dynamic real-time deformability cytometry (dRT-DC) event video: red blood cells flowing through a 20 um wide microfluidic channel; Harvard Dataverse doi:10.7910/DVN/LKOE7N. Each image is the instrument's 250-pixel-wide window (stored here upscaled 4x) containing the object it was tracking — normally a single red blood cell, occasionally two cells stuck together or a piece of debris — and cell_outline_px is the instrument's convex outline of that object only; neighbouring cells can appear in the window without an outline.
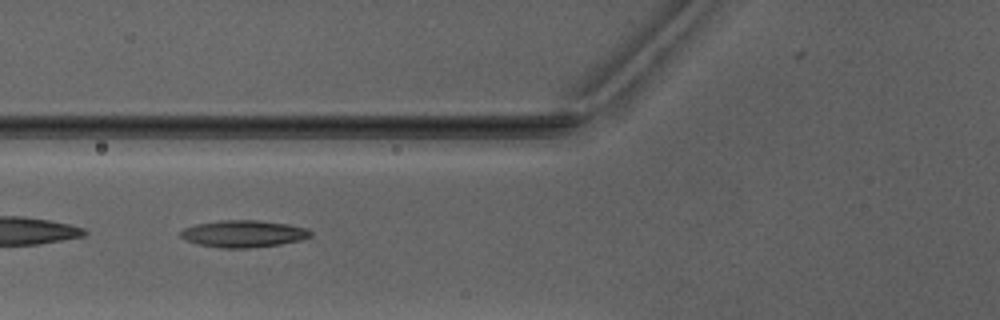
{"species": "Egyptian fruit bat (a non-hibernating species)", "species_latin": "Rousettus aegyptiacus", "temperature_condition": "warm", "stored_images_in_passage": 5, "camera_frame_rate_fps": 3000, "um_per_image_px": 0.085, "animal": {"sex": "male"}, "frame": {"image": 1, "passage_image": 4, "time_ms": 3.667, "image_size_px": [1000, 320], "cell_outline_px": [[312, 236], [300, 240], [280, 244], [248, 248], [220, 248], [200, 244], [184, 240], [180, 236], [180, 232], [184, 228], [196, 224], [220, 220], [260, 220], [288, 224], [304, 228], [312, 232]], "centroid_in_image_um": [20.68, 19.86], "position_along_channel_um": 105.1, "area_um2": 20.4}}
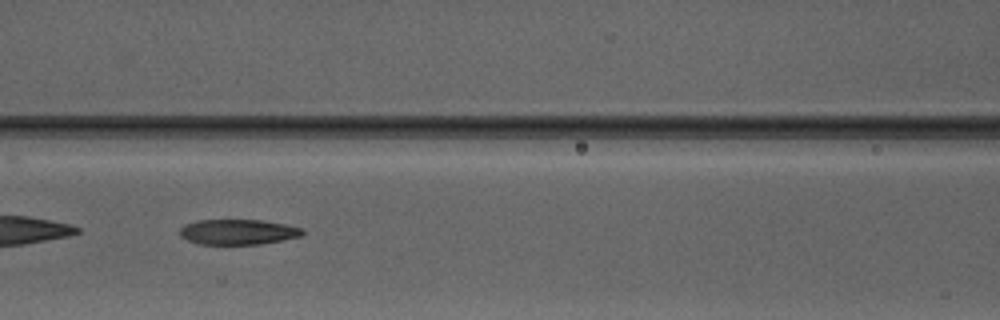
{"frame": {"image": 2, "passage_image": 5, "time_ms": 4.667, "image_size_px": [1000, 320], "cell_outline_px": [[304, 232], [300, 236], [284, 240], [260, 244], [200, 244], [188, 240], [180, 236], [180, 228], [184, 224], [196, 220], [260, 220], [284, 224], [304, 228]], "centroid_in_image_um": [20.22, 19.71], "position_along_channel_um": 146.4, "area_um2": 18.09}}